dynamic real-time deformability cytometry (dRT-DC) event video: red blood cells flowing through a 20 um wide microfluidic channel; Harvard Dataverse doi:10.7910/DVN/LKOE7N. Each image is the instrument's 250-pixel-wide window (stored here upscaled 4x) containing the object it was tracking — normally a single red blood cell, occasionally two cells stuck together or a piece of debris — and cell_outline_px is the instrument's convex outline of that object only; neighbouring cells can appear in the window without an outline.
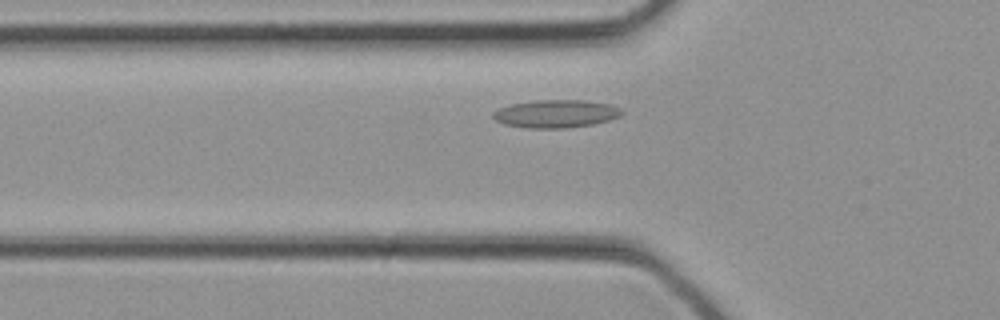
{"species": "common noctule bat (a hibernating species)", "species_latin": "Nyctalus noctula", "temperature_condition": "cold", "stored_images_in_passage": 4, "camera_frame_rate_fps": 3000, "um_per_image_px": 0.085, "animal": {"sex": "female", "body_mass_g": 21.9}, "frame": {"image": 1, "passage_image": 3, "time_ms": 0.667, "image_size_px": [1000, 320], "cell_outline_px": [[624, 112], [620, 116], [608, 120], [592, 124], [564, 128], [528, 128], [504, 124], [496, 120], [492, 116], [492, 112], [508, 104], [536, 100], [588, 100], [608, 104], [620, 108]], "centroid_in_image_um": [47.23, 9.66], "position_along_channel_um": 78.6, "area_um2": 20.92}}